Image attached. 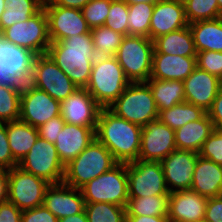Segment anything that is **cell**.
Segmentation results:
<instances>
[{"mask_svg": "<svg viewBox=\"0 0 222 222\" xmlns=\"http://www.w3.org/2000/svg\"><path fill=\"white\" fill-rule=\"evenodd\" d=\"M198 155L191 150L175 149L161 161L169 192L190 190Z\"/></svg>", "mask_w": 222, "mask_h": 222, "instance_id": "cell-17", "label": "cell"}, {"mask_svg": "<svg viewBox=\"0 0 222 222\" xmlns=\"http://www.w3.org/2000/svg\"><path fill=\"white\" fill-rule=\"evenodd\" d=\"M204 221L222 222V195L208 198Z\"/></svg>", "mask_w": 222, "mask_h": 222, "instance_id": "cell-46", "label": "cell"}, {"mask_svg": "<svg viewBox=\"0 0 222 222\" xmlns=\"http://www.w3.org/2000/svg\"><path fill=\"white\" fill-rule=\"evenodd\" d=\"M128 196L169 195L160 161L136 160L127 163Z\"/></svg>", "mask_w": 222, "mask_h": 222, "instance_id": "cell-11", "label": "cell"}, {"mask_svg": "<svg viewBox=\"0 0 222 222\" xmlns=\"http://www.w3.org/2000/svg\"><path fill=\"white\" fill-rule=\"evenodd\" d=\"M185 102L203 108L206 112L212 107L222 80L209 72L196 67L183 81Z\"/></svg>", "mask_w": 222, "mask_h": 222, "instance_id": "cell-19", "label": "cell"}, {"mask_svg": "<svg viewBox=\"0 0 222 222\" xmlns=\"http://www.w3.org/2000/svg\"><path fill=\"white\" fill-rule=\"evenodd\" d=\"M21 91L0 85V123L19 119Z\"/></svg>", "mask_w": 222, "mask_h": 222, "instance_id": "cell-38", "label": "cell"}, {"mask_svg": "<svg viewBox=\"0 0 222 222\" xmlns=\"http://www.w3.org/2000/svg\"><path fill=\"white\" fill-rule=\"evenodd\" d=\"M141 132V126L117 116L109 108H101L95 136L112 153L118 163H131L138 160Z\"/></svg>", "mask_w": 222, "mask_h": 222, "instance_id": "cell-1", "label": "cell"}, {"mask_svg": "<svg viewBox=\"0 0 222 222\" xmlns=\"http://www.w3.org/2000/svg\"><path fill=\"white\" fill-rule=\"evenodd\" d=\"M174 134L175 131L159 119L146 123L142 127L138 160L161 162L177 149Z\"/></svg>", "mask_w": 222, "mask_h": 222, "instance_id": "cell-16", "label": "cell"}, {"mask_svg": "<svg viewBox=\"0 0 222 222\" xmlns=\"http://www.w3.org/2000/svg\"><path fill=\"white\" fill-rule=\"evenodd\" d=\"M196 52H222V17L189 24Z\"/></svg>", "mask_w": 222, "mask_h": 222, "instance_id": "cell-29", "label": "cell"}, {"mask_svg": "<svg viewBox=\"0 0 222 222\" xmlns=\"http://www.w3.org/2000/svg\"><path fill=\"white\" fill-rule=\"evenodd\" d=\"M153 53H165L179 56H196L194 39L189 26L156 38Z\"/></svg>", "mask_w": 222, "mask_h": 222, "instance_id": "cell-28", "label": "cell"}, {"mask_svg": "<svg viewBox=\"0 0 222 222\" xmlns=\"http://www.w3.org/2000/svg\"><path fill=\"white\" fill-rule=\"evenodd\" d=\"M58 222H88L85 210L82 213L59 219Z\"/></svg>", "mask_w": 222, "mask_h": 222, "instance_id": "cell-52", "label": "cell"}, {"mask_svg": "<svg viewBox=\"0 0 222 222\" xmlns=\"http://www.w3.org/2000/svg\"><path fill=\"white\" fill-rule=\"evenodd\" d=\"M207 112L194 104L183 102L173 107L159 112V120L170 127L177 130L188 122L201 119Z\"/></svg>", "mask_w": 222, "mask_h": 222, "instance_id": "cell-33", "label": "cell"}, {"mask_svg": "<svg viewBox=\"0 0 222 222\" xmlns=\"http://www.w3.org/2000/svg\"><path fill=\"white\" fill-rule=\"evenodd\" d=\"M61 115L60 101L29 83L23 86L19 119L38 128L48 120Z\"/></svg>", "mask_w": 222, "mask_h": 222, "instance_id": "cell-14", "label": "cell"}, {"mask_svg": "<svg viewBox=\"0 0 222 222\" xmlns=\"http://www.w3.org/2000/svg\"><path fill=\"white\" fill-rule=\"evenodd\" d=\"M111 2L112 0H91L81 9L90 29L105 24Z\"/></svg>", "mask_w": 222, "mask_h": 222, "instance_id": "cell-40", "label": "cell"}, {"mask_svg": "<svg viewBox=\"0 0 222 222\" xmlns=\"http://www.w3.org/2000/svg\"><path fill=\"white\" fill-rule=\"evenodd\" d=\"M5 10L0 17V34L17 22L28 20L42 8L44 0H4Z\"/></svg>", "mask_w": 222, "mask_h": 222, "instance_id": "cell-31", "label": "cell"}, {"mask_svg": "<svg viewBox=\"0 0 222 222\" xmlns=\"http://www.w3.org/2000/svg\"><path fill=\"white\" fill-rule=\"evenodd\" d=\"M117 164L112 153L95 138L75 159L65 165L63 182L81 189Z\"/></svg>", "mask_w": 222, "mask_h": 222, "instance_id": "cell-3", "label": "cell"}, {"mask_svg": "<svg viewBox=\"0 0 222 222\" xmlns=\"http://www.w3.org/2000/svg\"><path fill=\"white\" fill-rule=\"evenodd\" d=\"M1 35L6 41L29 49L36 55L46 54L51 44L44 8L28 20L17 22L6 28Z\"/></svg>", "mask_w": 222, "mask_h": 222, "instance_id": "cell-10", "label": "cell"}, {"mask_svg": "<svg viewBox=\"0 0 222 222\" xmlns=\"http://www.w3.org/2000/svg\"><path fill=\"white\" fill-rule=\"evenodd\" d=\"M219 11L222 14V0H217Z\"/></svg>", "mask_w": 222, "mask_h": 222, "instance_id": "cell-55", "label": "cell"}, {"mask_svg": "<svg viewBox=\"0 0 222 222\" xmlns=\"http://www.w3.org/2000/svg\"><path fill=\"white\" fill-rule=\"evenodd\" d=\"M153 10V3L128 5V35L150 38V20Z\"/></svg>", "mask_w": 222, "mask_h": 222, "instance_id": "cell-34", "label": "cell"}, {"mask_svg": "<svg viewBox=\"0 0 222 222\" xmlns=\"http://www.w3.org/2000/svg\"><path fill=\"white\" fill-rule=\"evenodd\" d=\"M123 1H125L128 5H132V4L142 3V2L155 4L159 0H123Z\"/></svg>", "mask_w": 222, "mask_h": 222, "instance_id": "cell-53", "label": "cell"}, {"mask_svg": "<svg viewBox=\"0 0 222 222\" xmlns=\"http://www.w3.org/2000/svg\"><path fill=\"white\" fill-rule=\"evenodd\" d=\"M215 129L222 130V88L213 101L212 107L207 111Z\"/></svg>", "mask_w": 222, "mask_h": 222, "instance_id": "cell-48", "label": "cell"}, {"mask_svg": "<svg viewBox=\"0 0 222 222\" xmlns=\"http://www.w3.org/2000/svg\"><path fill=\"white\" fill-rule=\"evenodd\" d=\"M154 42L149 37L125 36L115 57L131 83L146 82L152 71Z\"/></svg>", "mask_w": 222, "mask_h": 222, "instance_id": "cell-6", "label": "cell"}, {"mask_svg": "<svg viewBox=\"0 0 222 222\" xmlns=\"http://www.w3.org/2000/svg\"><path fill=\"white\" fill-rule=\"evenodd\" d=\"M8 201V170L0 168V203Z\"/></svg>", "mask_w": 222, "mask_h": 222, "instance_id": "cell-50", "label": "cell"}, {"mask_svg": "<svg viewBox=\"0 0 222 222\" xmlns=\"http://www.w3.org/2000/svg\"><path fill=\"white\" fill-rule=\"evenodd\" d=\"M59 219L44 205L22 210L21 222H58Z\"/></svg>", "mask_w": 222, "mask_h": 222, "instance_id": "cell-45", "label": "cell"}, {"mask_svg": "<svg viewBox=\"0 0 222 222\" xmlns=\"http://www.w3.org/2000/svg\"><path fill=\"white\" fill-rule=\"evenodd\" d=\"M5 3L4 0H0V17L3 14L4 10H5Z\"/></svg>", "mask_w": 222, "mask_h": 222, "instance_id": "cell-54", "label": "cell"}, {"mask_svg": "<svg viewBox=\"0 0 222 222\" xmlns=\"http://www.w3.org/2000/svg\"><path fill=\"white\" fill-rule=\"evenodd\" d=\"M126 222H169V219L157 216H126Z\"/></svg>", "mask_w": 222, "mask_h": 222, "instance_id": "cell-51", "label": "cell"}, {"mask_svg": "<svg viewBox=\"0 0 222 222\" xmlns=\"http://www.w3.org/2000/svg\"><path fill=\"white\" fill-rule=\"evenodd\" d=\"M128 4L123 0H112L105 26L128 36Z\"/></svg>", "mask_w": 222, "mask_h": 222, "instance_id": "cell-39", "label": "cell"}, {"mask_svg": "<svg viewBox=\"0 0 222 222\" xmlns=\"http://www.w3.org/2000/svg\"><path fill=\"white\" fill-rule=\"evenodd\" d=\"M189 26L182 0H159L154 4L150 20V39L156 38Z\"/></svg>", "mask_w": 222, "mask_h": 222, "instance_id": "cell-21", "label": "cell"}, {"mask_svg": "<svg viewBox=\"0 0 222 222\" xmlns=\"http://www.w3.org/2000/svg\"><path fill=\"white\" fill-rule=\"evenodd\" d=\"M22 210L13 203L6 201L0 203V222H21Z\"/></svg>", "mask_w": 222, "mask_h": 222, "instance_id": "cell-47", "label": "cell"}, {"mask_svg": "<svg viewBox=\"0 0 222 222\" xmlns=\"http://www.w3.org/2000/svg\"><path fill=\"white\" fill-rule=\"evenodd\" d=\"M197 67L222 80V52L202 51L196 54Z\"/></svg>", "mask_w": 222, "mask_h": 222, "instance_id": "cell-42", "label": "cell"}, {"mask_svg": "<svg viewBox=\"0 0 222 222\" xmlns=\"http://www.w3.org/2000/svg\"><path fill=\"white\" fill-rule=\"evenodd\" d=\"M95 131L96 128L65 123L55 142L61 162L67 165L75 159L96 138Z\"/></svg>", "mask_w": 222, "mask_h": 222, "instance_id": "cell-23", "label": "cell"}, {"mask_svg": "<svg viewBox=\"0 0 222 222\" xmlns=\"http://www.w3.org/2000/svg\"><path fill=\"white\" fill-rule=\"evenodd\" d=\"M190 190L207 198L222 195V166L198 155Z\"/></svg>", "mask_w": 222, "mask_h": 222, "instance_id": "cell-25", "label": "cell"}, {"mask_svg": "<svg viewBox=\"0 0 222 222\" xmlns=\"http://www.w3.org/2000/svg\"><path fill=\"white\" fill-rule=\"evenodd\" d=\"M196 67V56L153 53L150 78L184 81Z\"/></svg>", "mask_w": 222, "mask_h": 222, "instance_id": "cell-24", "label": "cell"}, {"mask_svg": "<svg viewBox=\"0 0 222 222\" xmlns=\"http://www.w3.org/2000/svg\"><path fill=\"white\" fill-rule=\"evenodd\" d=\"M47 54L77 87L86 88L97 58L91 33L51 42Z\"/></svg>", "mask_w": 222, "mask_h": 222, "instance_id": "cell-2", "label": "cell"}, {"mask_svg": "<svg viewBox=\"0 0 222 222\" xmlns=\"http://www.w3.org/2000/svg\"><path fill=\"white\" fill-rule=\"evenodd\" d=\"M199 156L222 166V130L215 129L205 140L199 151Z\"/></svg>", "mask_w": 222, "mask_h": 222, "instance_id": "cell-41", "label": "cell"}, {"mask_svg": "<svg viewBox=\"0 0 222 222\" xmlns=\"http://www.w3.org/2000/svg\"><path fill=\"white\" fill-rule=\"evenodd\" d=\"M36 56L31 50L12 44L0 35V85L22 90L32 77Z\"/></svg>", "mask_w": 222, "mask_h": 222, "instance_id": "cell-8", "label": "cell"}, {"mask_svg": "<svg viewBox=\"0 0 222 222\" xmlns=\"http://www.w3.org/2000/svg\"><path fill=\"white\" fill-rule=\"evenodd\" d=\"M43 8L48 19L50 42H59L73 35L90 33V28L80 9L52 5L44 0Z\"/></svg>", "mask_w": 222, "mask_h": 222, "instance_id": "cell-15", "label": "cell"}, {"mask_svg": "<svg viewBox=\"0 0 222 222\" xmlns=\"http://www.w3.org/2000/svg\"><path fill=\"white\" fill-rule=\"evenodd\" d=\"M52 5L82 9L91 0H48Z\"/></svg>", "mask_w": 222, "mask_h": 222, "instance_id": "cell-49", "label": "cell"}, {"mask_svg": "<svg viewBox=\"0 0 222 222\" xmlns=\"http://www.w3.org/2000/svg\"><path fill=\"white\" fill-rule=\"evenodd\" d=\"M214 130V124L209 118L208 113H206L201 119L188 122L175 130L174 138L176 148L199 153L203 143Z\"/></svg>", "mask_w": 222, "mask_h": 222, "instance_id": "cell-26", "label": "cell"}, {"mask_svg": "<svg viewBox=\"0 0 222 222\" xmlns=\"http://www.w3.org/2000/svg\"><path fill=\"white\" fill-rule=\"evenodd\" d=\"M16 166L18 163L14 160L9 146L6 123H0V168L9 170Z\"/></svg>", "mask_w": 222, "mask_h": 222, "instance_id": "cell-43", "label": "cell"}, {"mask_svg": "<svg viewBox=\"0 0 222 222\" xmlns=\"http://www.w3.org/2000/svg\"><path fill=\"white\" fill-rule=\"evenodd\" d=\"M108 108L117 116L141 127L159 118L152 91L146 82L130 83Z\"/></svg>", "mask_w": 222, "mask_h": 222, "instance_id": "cell-5", "label": "cell"}, {"mask_svg": "<svg viewBox=\"0 0 222 222\" xmlns=\"http://www.w3.org/2000/svg\"><path fill=\"white\" fill-rule=\"evenodd\" d=\"M146 83L152 91L158 112L185 102L183 81L149 78Z\"/></svg>", "mask_w": 222, "mask_h": 222, "instance_id": "cell-30", "label": "cell"}, {"mask_svg": "<svg viewBox=\"0 0 222 222\" xmlns=\"http://www.w3.org/2000/svg\"><path fill=\"white\" fill-rule=\"evenodd\" d=\"M88 222H126V208L112 203H85Z\"/></svg>", "mask_w": 222, "mask_h": 222, "instance_id": "cell-36", "label": "cell"}, {"mask_svg": "<svg viewBox=\"0 0 222 222\" xmlns=\"http://www.w3.org/2000/svg\"><path fill=\"white\" fill-rule=\"evenodd\" d=\"M207 201L192 190L170 192L167 217L171 222H203Z\"/></svg>", "mask_w": 222, "mask_h": 222, "instance_id": "cell-22", "label": "cell"}, {"mask_svg": "<svg viewBox=\"0 0 222 222\" xmlns=\"http://www.w3.org/2000/svg\"><path fill=\"white\" fill-rule=\"evenodd\" d=\"M61 116L67 124L96 128L101 106L86 90L77 88L60 102Z\"/></svg>", "mask_w": 222, "mask_h": 222, "instance_id": "cell-18", "label": "cell"}, {"mask_svg": "<svg viewBox=\"0 0 222 222\" xmlns=\"http://www.w3.org/2000/svg\"><path fill=\"white\" fill-rule=\"evenodd\" d=\"M169 195L129 197L126 205V216L167 217Z\"/></svg>", "mask_w": 222, "mask_h": 222, "instance_id": "cell-32", "label": "cell"}, {"mask_svg": "<svg viewBox=\"0 0 222 222\" xmlns=\"http://www.w3.org/2000/svg\"><path fill=\"white\" fill-rule=\"evenodd\" d=\"M97 57H114L125 35L105 25L90 30Z\"/></svg>", "mask_w": 222, "mask_h": 222, "instance_id": "cell-35", "label": "cell"}, {"mask_svg": "<svg viewBox=\"0 0 222 222\" xmlns=\"http://www.w3.org/2000/svg\"><path fill=\"white\" fill-rule=\"evenodd\" d=\"M131 82L116 57H97L86 90L102 108H108Z\"/></svg>", "mask_w": 222, "mask_h": 222, "instance_id": "cell-4", "label": "cell"}, {"mask_svg": "<svg viewBox=\"0 0 222 222\" xmlns=\"http://www.w3.org/2000/svg\"><path fill=\"white\" fill-rule=\"evenodd\" d=\"M185 16L189 24L222 17L217 0H185Z\"/></svg>", "mask_w": 222, "mask_h": 222, "instance_id": "cell-37", "label": "cell"}, {"mask_svg": "<svg viewBox=\"0 0 222 222\" xmlns=\"http://www.w3.org/2000/svg\"><path fill=\"white\" fill-rule=\"evenodd\" d=\"M6 132L13 158L19 163L38 140V130L18 119L6 123Z\"/></svg>", "mask_w": 222, "mask_h": 222, "instance_id": "cell-27", "label": "cell"}, {"mask_svg": "<svg viewBox=\"0 0 222 222\" xmlns=\"http://www.w3.org/2000/svg\"><path fill=\"white\" fill-rule=\"evenodd\" d=\"M50 185L46 180L25 172L16 166L8 170V201L20 210L43 205L45 191Z\"/></svg>", "mask_w": 222, "mask_h": 222, "instance_id": "cell-13", "label": "cell"}, {"mask_svg": "<svg viewBox=\"0 0 222 222\" xmlns=\"http://www.w3.org/2000/svg\"><path fill=\"white\" fill-rule=\"evenodd\" d=\"M29 84L47 92L52 98L60 102L79 88L47 53L35 57Z\"/></svg>", "mask_w": 222, "mask_h": 222, "instance_id": "cell-12", "label": "cell"}, {"mask_svg": "<svg viewBox=\"0 0 222 222\" xmlns=\"http://www.w3.org/2000/svg\"><path fill=\"white\" fill-rule=\"evenodd\" d=\"M65 123L66 122L62 119L61 115L48 120L45 124H42L37 128L39 137L52 144H55L56 138L64 127Z\"/></svg>", "mask_w": 222, "mask_h": 222, "instance_id": "cell-44", "label": "cell"}, {"mask_svg": "<svg viewBox=\"0 0 222 222\" xmlns=\"http://www.w3.org/2000/svg\"><path fill=\"white\" fill-rule=\"evenodd\" d=\"M85 203L106 202L126 207L128 196L127 163L92 179L81 188Z\"/></svg>", "mask_w": 222, "mask_h": 222, "instance_id": "cell-7", "label": "cell"}, {"mask_svg": "<svg viewBox=\"0 0 222 222\" xmlns=\"http://www.w3.org/2000/svg\"><path fill=\"white\" fill-rule=\"evenodd\" d=\"M43 205L58 219L79 214L85 210L81 189L71 187L64 182L50 184L47 187Z\"/></svg>", "mask_w": 222, "mask_h": 222, "instance_id": "cell-20", "label": "cell"}, {"mask_svg": "<svg viewBox=\"0 0 222 222\" xmlns=\"http://www.w3.org/2000/svg\"><path fill=\"white\" fill-rule=\"evenodd\" d=\"M18 167L50 184L61 183L64 179L65 165L59 158L55 144L40 137L18 163Z\"/></svg>", "mask_w": 222, "mask_h": 222, "instance_id": "cell-9", "label": "cell"}]
</instances>
